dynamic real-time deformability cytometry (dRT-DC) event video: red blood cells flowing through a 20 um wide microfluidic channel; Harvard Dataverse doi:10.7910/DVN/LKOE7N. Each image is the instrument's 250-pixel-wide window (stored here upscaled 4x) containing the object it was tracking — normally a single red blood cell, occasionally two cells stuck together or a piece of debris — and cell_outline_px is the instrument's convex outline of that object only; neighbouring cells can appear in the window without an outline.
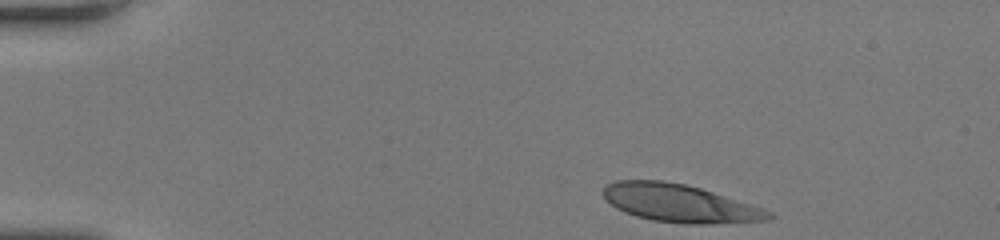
{"species": "human", "species_latin": "Homo sapiens", "temperature_condition": "room temperature", "stored_images_in_passage": 40, "camera_frame_rate_fps": 3000, "um_per_image_px": 0.085, "donor": {"sex": "female"}, "frame": {"image": 1, "passage_image": 1, "time_ms": 0.0, "image_size_px": [1000, 240], "cell_outline_px": [[776, 216], [768, 220], [712, 224], [688, 224], [652, 220], [636, 216], [624, 212], [616, 208], [604, 196], [604, 188], [608, 184], [616, 180], [664, 180], [684, 184], [700, 188], [764, 208], [772, 212]], "centroid_in_image_um": [57.81, 17.28], "position_along_channel_um": 27.2, "area_um2": 36.41}}
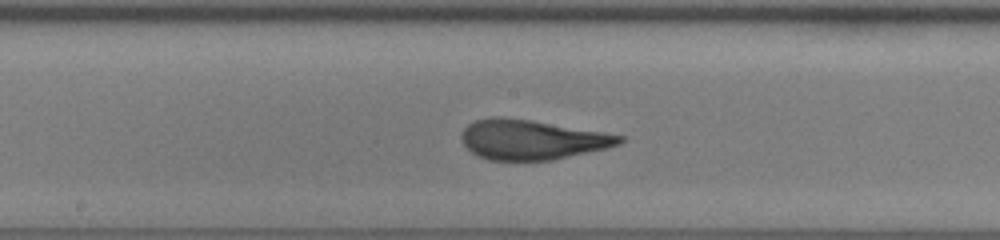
{"frame": {"image": 2, "passage_image": 22, "time_ms": 7.0, "image_size_px": [1000, 240], "cell_outline_px": [[624, 140], [620, 144], [608, 148], [552, 160], [488, 160], [472, 152], [460, 140], [460, 136], [464, 128], [468, 124], [476, 120], [492, 116], [500, 116], [532, 120], [624, 136]], "centroid_in_image_um": [45.18, 11.86], "position_along_channel_um": 203.0, "area_um2": 36.53}}
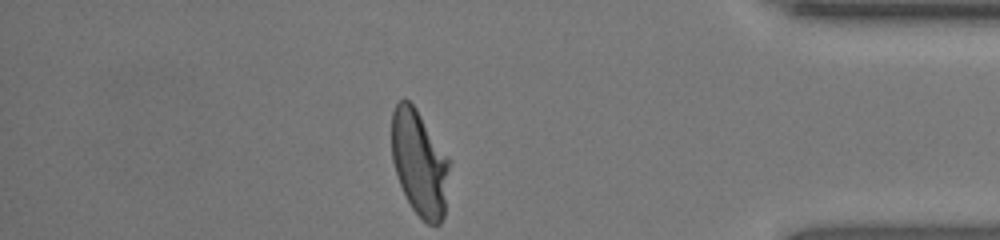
{"frame": {"image": 3, "passage_image": 40, "time_ms": 13.0, "image_size_px": [1000, 240], "cell_outline_px": [[452, 160], [444, 216], [440, 224], [428, 224], [412, 208], [400, 184], [392, 160], [392, 112], [396, 104], [400, 100], [408, 100], [416, 108]], "centroid_in_image_um": [35.7, 13.85], "position_along_channel_um": 399.5, "area_um2": 35.84}, "authors_computed_cell_mechanics": {"area_um2": 36.4429, "velocity_mm_per_s": 3.7689, "shape_relaxation_time_tau1_ms": 8.0502, "shape_relaxation_time_tau2_ms": 0.7787, "deformation_change_tau1": 0.298, "deformation_change_tau2": 0.0937}}